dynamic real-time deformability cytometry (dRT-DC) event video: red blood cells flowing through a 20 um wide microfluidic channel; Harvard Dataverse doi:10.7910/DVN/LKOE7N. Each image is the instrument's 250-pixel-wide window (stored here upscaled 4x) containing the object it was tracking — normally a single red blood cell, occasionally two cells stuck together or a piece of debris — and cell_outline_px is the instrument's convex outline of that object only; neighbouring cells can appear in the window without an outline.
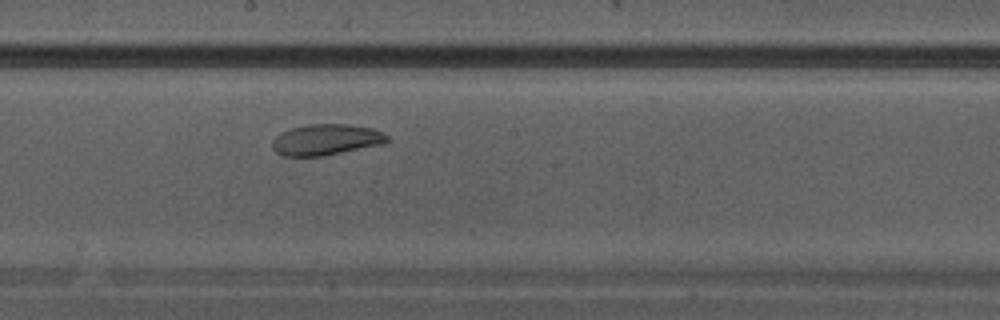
{"species": "Egyptian fruit bat (a non-hibernating species)", "species_latin": "Rousettus aegyptiacus", "temperature_condition": "warm", "stored_images_in_passage": 9, "camera_frame_rate_fps": 3000, "um_per_image_px": 0.085, "animal": {"sex": "male"}, "frame": {"image": 1, "passage_image": 9, "time_ms": 2.667, "image_size_px": [1000, 320], "cell_outline_px": [[388, 140], [384, 144], [324, 156], [284, 156], [276, 152], [272, 148], [272, 140], [280, 132], [292, 128], [308, 124], [348, 124], [372, 128], [384, 132], [388, 136]], "centroid_in_image_um": [27.72, 11.87], "position_along_channel_um": 220.5, "area_um2": 20.92}}